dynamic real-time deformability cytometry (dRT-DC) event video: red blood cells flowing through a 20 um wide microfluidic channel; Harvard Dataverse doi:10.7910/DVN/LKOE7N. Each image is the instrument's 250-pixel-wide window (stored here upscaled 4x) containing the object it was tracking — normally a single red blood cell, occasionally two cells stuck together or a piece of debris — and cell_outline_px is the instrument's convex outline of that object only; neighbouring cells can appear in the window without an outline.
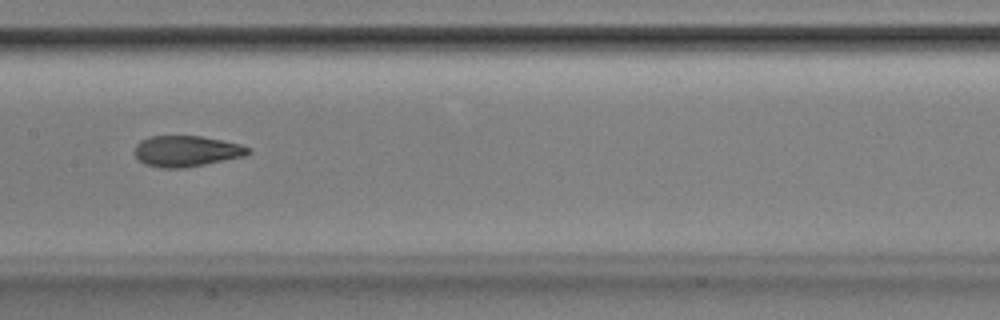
{"species": "Egyptian fruit bat (a non-hibernating species)", "species_latin": "Rousettus aegyptiacus", "temperature_condition": "room temperature", "stored_images_in_passage": 53, "camera_frame_rate_fps": 3000, "um_per_image_px": 0.085, "animal": {"sex": "male"}, "frame": {"image": 1, "passage_image": 27, "time_ms": 8.667, "image_size_px": [1000, 320], "cell_outline_px": [[248, 152], [244, 156], [184, 168], [160, 168], [144, 164], [136, 156], [136, 144], [140, 140], [148, 136], [200, 136], [240, 144], [248, 148]], "centroid_in_image_um": [15.79, 12.84], "position_along_channel_um": 191.6, "area_um2": 20.17}}
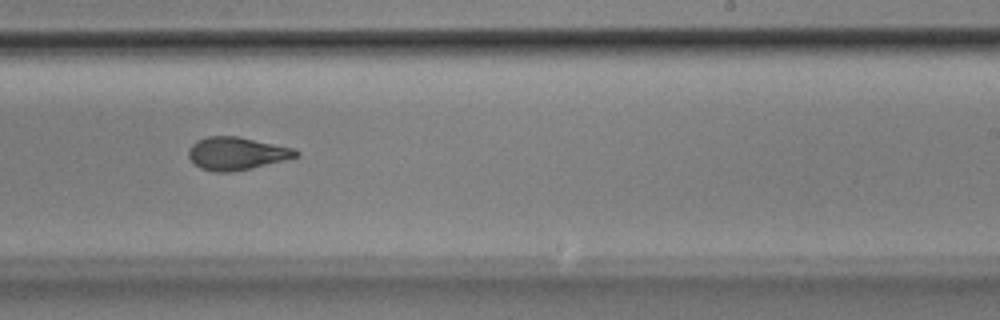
{"frame": {"image": 2, "passage_image": 33, "time_ms": 10.667, "image_size_px": [1000, 320], "cell_outline_px": [[300, 156], [252, 168], [232, 172], [216, 172], [200, 168], [188, 156], [188, 148], [196, 140], [208, 136], [236, 136], [296, 148], [300, 152]], "centroid_in_image_um": [20.13, 13.04], "position_along_channel_um": 268.9, "area_um2": 20.63}}
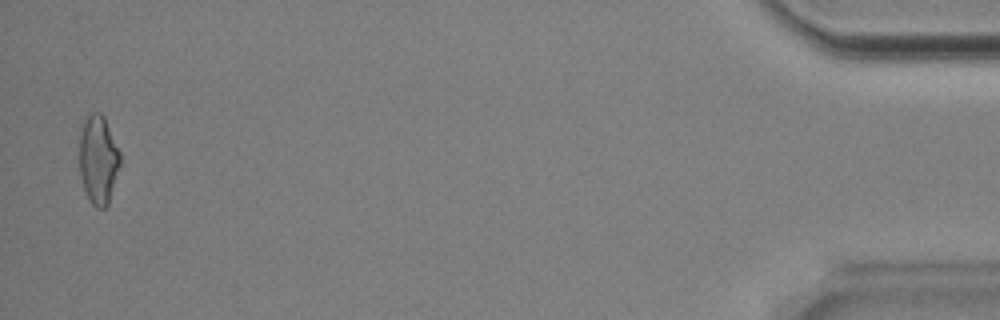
{"frame": {"image": 3, "passage_image": 52, "time_ms": 17.0, "image_size_px": [1000, 320], "cell_outline_px": [[120, 164], [108, 204], [104, 208], [96, 208], [92, 204], [84, 188], [80, 172], [80, 124], [92, 112], [100, 112], [104, 116], [120, 152]], "centroid_in_image_um": [8.35, 13.53], "position_along_channel_um": 426.8, "area_um2": 20.92}, "authors_computed_cell_mechanics": {"area_um2": 20.5768, "velocity_mm_per_s": 3.893, "shape_relaxation_time_tau1_ms": 6.7559, "shape_relaxation_time_tau2_ms": 1.7058, "deformation_change_tau1": 0.2098, "deformation_change_tau2": 0.0834}}